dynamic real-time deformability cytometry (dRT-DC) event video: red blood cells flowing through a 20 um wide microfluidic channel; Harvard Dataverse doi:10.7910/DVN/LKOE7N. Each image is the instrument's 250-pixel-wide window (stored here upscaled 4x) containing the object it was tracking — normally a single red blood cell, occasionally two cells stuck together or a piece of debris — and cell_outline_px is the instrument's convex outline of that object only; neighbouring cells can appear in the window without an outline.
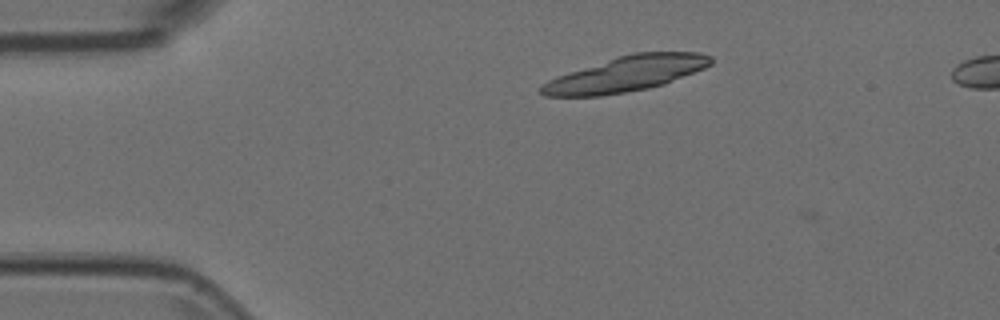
{"species": "Egyptian fruit bat (a non-hibernating species)", "species_latin": "Rousettus aegyptiacus", "temperature_condition": "room temperature", "stored_images_in_passage": 4, "camera_frame_rate_fps": 3000, "um_per_image_px": 0.085, "animal": {"sex": "female"}, "frame": {"image": 1, "passage_image": 1, "time_ms": 0.0, "image_size_px": [1000, 320], "cell_outline_px": [[712, 64], [704, 68], [664, 84], [648, 88], [600, 96], [544, 96], [540, 92], [540, 84], [556, 76], [616, 56], [632, 52], [700, 52], [712, 56]], "centroid_in_image_um": [53.2, 6.27], "position_along_channel_um": 31.8, "area_um2": 34.85}}